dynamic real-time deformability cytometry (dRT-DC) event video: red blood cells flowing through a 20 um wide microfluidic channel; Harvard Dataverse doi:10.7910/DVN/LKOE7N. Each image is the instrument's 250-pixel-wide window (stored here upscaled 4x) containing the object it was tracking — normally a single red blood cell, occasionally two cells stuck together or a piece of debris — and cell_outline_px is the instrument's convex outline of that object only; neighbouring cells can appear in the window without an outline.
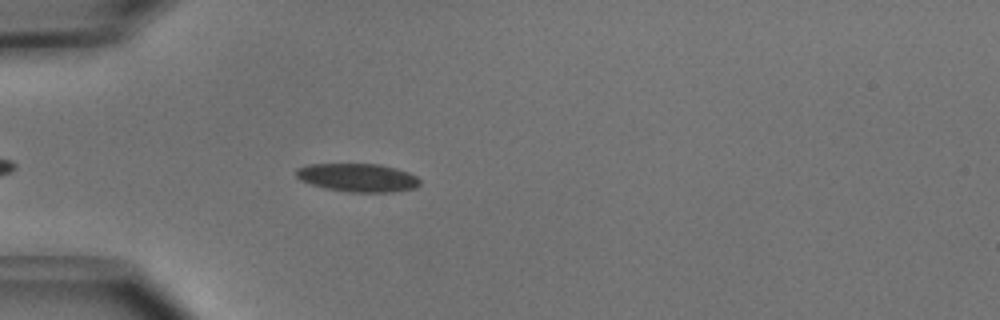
{"species": "common noctule bat (a hibernating species)", "species_latin": "Nyctalus noctula", "temperature_condition": "cold", "stored_images_in_passage": 10, "camera_frame_rate_fps": 3000, "um_per_image_px": 0.085, "animal": {"sex": "male", "body_mass_g": 15.6}, "frame": {"image": 1, "passage_image": 6, "time_ms": 1.667, "image_size_px": [1000, 320], "cell_outline_px": [[420, 184], [416, 188], [392, 192], [348, 192], [324, 188], [300, 180], [296, 176], [296, 168], [308, 164], [380, 164], [396, 168], [408, 172], [416, 176], [420, 180]], "centroid_in_image_um": [30.41, 15.1], "position_along_channel_um": 54.6, "area_um2": 20.52}}
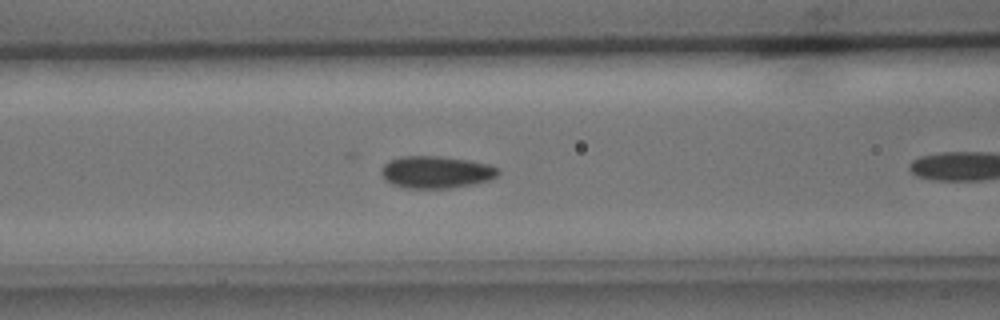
{"frame": {"image": 2, "passage_image": 9, "time_ms": 2.667, "image_size_px": [1000, 320], "cell_outline_px": [[500, 172], [492, 180], [452, 188], [404, 188], [392, 184], [384, 180], [380, 172], [380, 168], [388, 160], [400, 156], [440, 156], [468, 160], [488, 164], [500, 168]], "centroid_in_image_um": [37.05, 14.63], "position_along_channel_um": 129.6, "area_um2": 22.25}}